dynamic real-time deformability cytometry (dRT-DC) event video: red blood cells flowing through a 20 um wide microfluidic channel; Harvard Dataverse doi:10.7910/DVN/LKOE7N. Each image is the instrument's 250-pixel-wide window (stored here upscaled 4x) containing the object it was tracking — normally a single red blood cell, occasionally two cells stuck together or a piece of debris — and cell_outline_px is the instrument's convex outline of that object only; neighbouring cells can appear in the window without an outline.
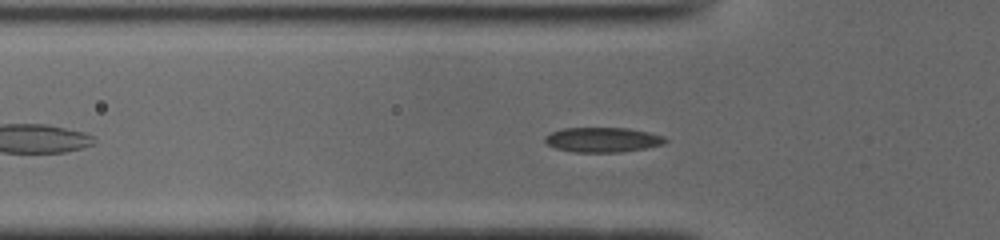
{"species": "common noctule bat (a hibernating species)", "species_latin": "Nyctalus noctula", "temperature_condition": "cold", "stored_images_in_passage": 46, "camera_frame_rate_fps": 3000, "um_per_image_px": 0.085, "animal": {"sex": "male", "body_mass_g": 19.0, "forearm_length_mm": 50.8}, "frame": {"image": 1, "passage_image": 10, "time_ms": 3.0, "image_size_px": [1000, 240], "cell_outline_px": [[668, 140], [664, 144], [644, 148], [620, 152], [576, 152], [556, 148], [548, 144], [544, 140], [544, 136], [552, 132], [564, 128], [628, 128], [648, 132], [664, 136]], "centroid_in_image_um": [51.24, 11.87], "position_along_channel_um": 74.6, "area_um2": 17.28}}
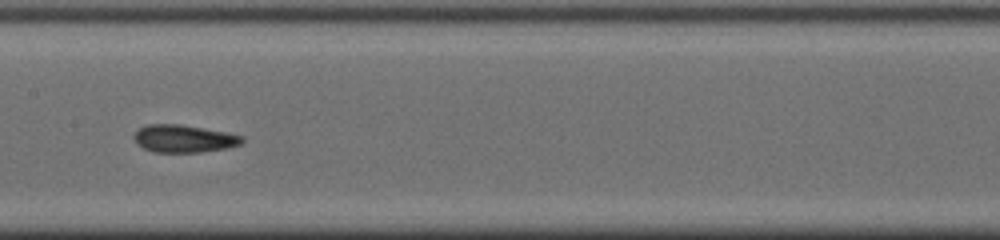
{"frame": {"image": 2, "passage_image": 19, "time_ms": 6.0, "image_size_px": [1000, 240], "cell_outline_px": [[244, 140], [240, 144], [224, 148], [200, 152], [156, 152], [144, 148], [132, 136], [140, 128], [148, 124], [180, 124], [224, 132], [244, 136]], "centroid_in_image_um": [15.63, 11.78], "position_along_channel_um": 191.8, "area_um2": 16.99}}
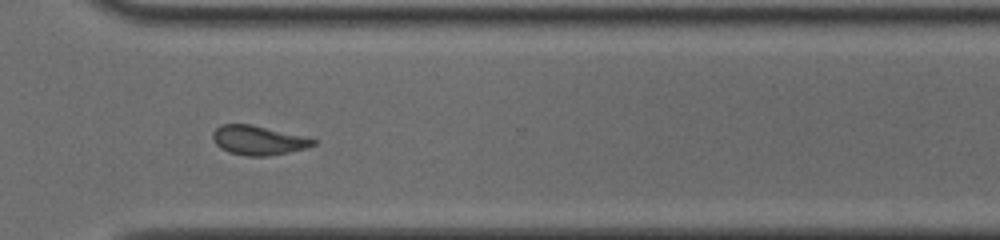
{"frame": {"image": 3, "passage_image": 31, "time_ms": 10.0, "image_size_px": [1000, 240], "cell_outline_px": [[316, 144], [308, 148], [268, 156], [248, 156], [228, 152], [220, 148], [212, 140], [212, 132], [220, 124], [252, 124], [308, 136], [316, 140]], "centroid_in_image_um": [21.97, 11.91], "position_along_channel_um": 348.6, "area_um2": 17.51}, "authors_computed_cell_mechanics": {"area_um2": 17.4845, "velocity_mm_per_s": 3.908, "shape_relaxation_time_tau1_ms": 4.8914, "shape_relaxation_time_tau2_ms": 2.3692, "deformation_change_tau1": 0.1085, "deformation_change_tau2": 0.0795}}